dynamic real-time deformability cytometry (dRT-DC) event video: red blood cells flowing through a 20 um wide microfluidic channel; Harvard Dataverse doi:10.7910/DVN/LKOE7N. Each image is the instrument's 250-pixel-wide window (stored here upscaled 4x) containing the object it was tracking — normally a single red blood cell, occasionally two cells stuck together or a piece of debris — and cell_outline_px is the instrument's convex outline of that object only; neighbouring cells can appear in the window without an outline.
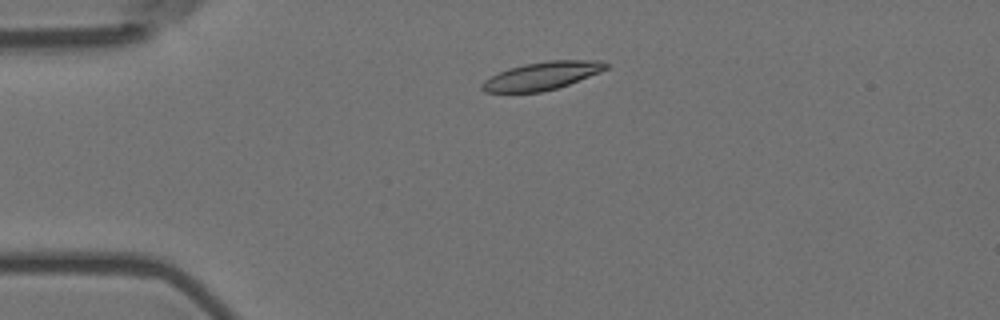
{"species": "Egyptian fruit bat (a non-hibernating species)", "species_latin": "Rousettus aegyptiacus", "temperature_condition": "room temperature", "stored_images_in_passage": 2, "camera_frame_rate_fps": 3000, "um_per_image_px": 0.085, "animal": {"sex": "female"}, "frame": {"image": 1, "passage_image": 1, "time_ms": 0.0, "image_size_px": [1000, 320], "cell_outline_px": [[608, 68], [600, 72], [568, 84], [556, 88], [540, 92], [484, 92], [480, 88], [480, 84], [484, 80], [508, 68], [524, 64], [548, 60], [600, 60], [608, 64]], "centroid_in_image_um": [46.05, 6.44], "position_along_channel_um": 38.9, "area_um2": 20.06}}